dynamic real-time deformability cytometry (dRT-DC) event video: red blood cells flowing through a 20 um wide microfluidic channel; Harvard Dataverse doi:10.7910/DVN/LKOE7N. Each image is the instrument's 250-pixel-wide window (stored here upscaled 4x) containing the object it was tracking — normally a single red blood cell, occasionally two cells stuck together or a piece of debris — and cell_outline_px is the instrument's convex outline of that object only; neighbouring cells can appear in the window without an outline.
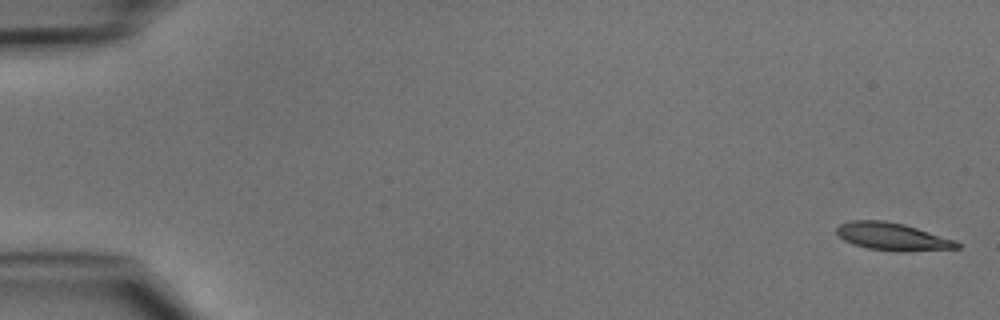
{"species": "common noctule bat (a hibernating species)", "species_latin": "Nyctalus noctula", "temperature_condition": "cold", "stored_images_in_passage": 4, "camera_frame_rate_fps": 3000, "um_per_image_px": 0.085, "animal": {"sex": "male", "body_mass_g": 15.6}, "frame": {"image": 1, "passage_image": 1, "time_ms": 0.0, "image_size_px": [1000, 320], "cell_outline_px": [[960, 248], [904, 252], [868, 248], [844, 240], [836, 232], [836, 228], [840, 224], [852, 220], [884, 220], [904, 224], [956, 240], [960, 244]], "centroid_in_image_um": [75.89, 20.11], "position_along_channel_um": 9.1, "area_um2": 19.25}}
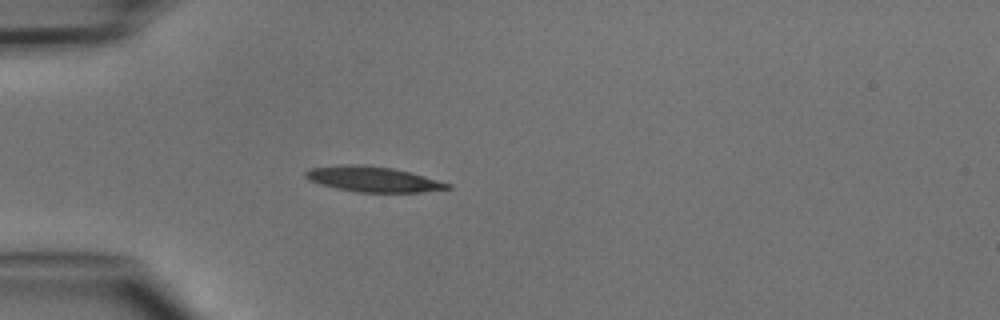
{"frame": {"image": 2, "passage_image": 4, "time_ms": 4.333, "image_size_px": [1000, 320], "cell_outline_px": [[452, 188], [420, 192], [356, 192], [336, 188], [320, 184], [308, 180], [304, 176], [304, 172], [312, 168], [344, 164], [364, 164], [392, 168], [424, 176], [452, 184]], "centroid_in_image_um": [31.69, 15.23], "position_along_channel_um": 53.3, "area_um2": 20.92}}